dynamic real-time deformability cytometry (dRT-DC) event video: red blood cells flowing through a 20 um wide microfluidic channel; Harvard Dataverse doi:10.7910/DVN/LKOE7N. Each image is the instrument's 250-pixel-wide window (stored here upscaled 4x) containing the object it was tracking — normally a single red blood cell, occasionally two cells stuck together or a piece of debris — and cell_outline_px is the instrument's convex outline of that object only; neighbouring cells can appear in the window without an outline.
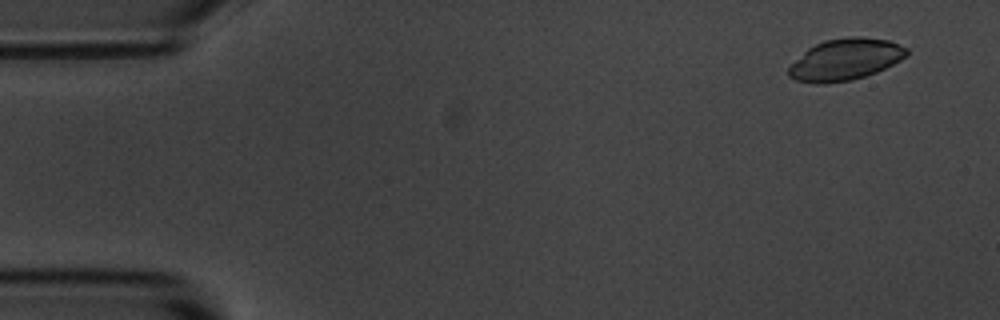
{"species": "common noctule bat (a hibernating species)", "species_latin": "Nyctalus noctula", "temperature_condition": "room temperature", "stored_images_in_passage": 12, "camera_frame_rate_fps": 3000, "um_per_image_px": 0.085, "animal": {"sex": "male", "body_mass_g": 20.1, "forearm_length_mm": 53.5}, "frame": {"image": 1, "passage_image": 1, "time_ms": 0.0, "image_size_px": [1000, 320], "cell_outline_px": [[908, 52], [900, 60], [876, 72], [852, 80], [824, 84], [816, 84], [796, 80], [788, 76], [788, 68], [808, 48], [824, 40], [848, 36], [860, 36], [888, 40], [908, 48]], "centroid_in_image_um": [71.83, 5.05], "position_along_channel_um": 13.2, "area_um2": 28.44}}